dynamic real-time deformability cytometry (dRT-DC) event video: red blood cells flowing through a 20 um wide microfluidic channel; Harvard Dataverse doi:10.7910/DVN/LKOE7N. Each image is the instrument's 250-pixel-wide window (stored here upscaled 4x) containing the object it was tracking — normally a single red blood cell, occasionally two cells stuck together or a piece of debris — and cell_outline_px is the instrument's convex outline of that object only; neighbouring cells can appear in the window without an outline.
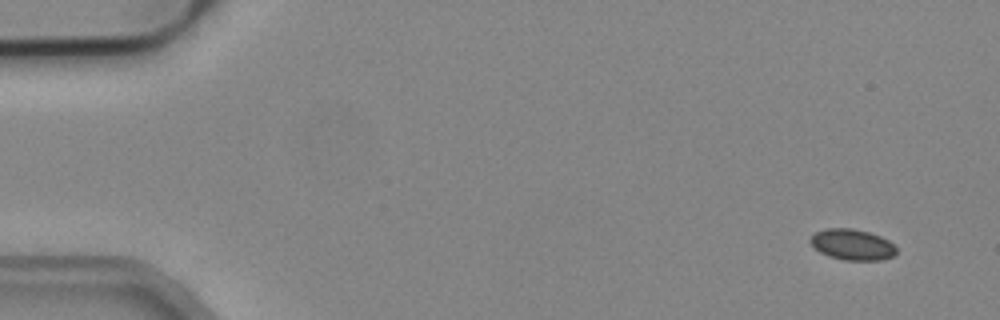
{"species": "common noctule bat (a hibernating species)", "species_latin": "Nyctalus noctula", "temperature_condition": "cold", "stored_images_in_passage": 7, "camera_frame_rate_fps": 3000, "um_per_image_px": 0.085, "animal": {"sex": "male", "body_mass_g": 19.2, "forearm_length_mm": 51.8}, "frame": {"image": 1, "passage_image": 1, "time_ms": 0.0, "image_size_px": [1000, 320], "cell_outline_px": [[896, 252], [892, 256], [880, 260], [844, 260], [828, 256], [820, 252], [808, 240], [816, 232], [824, 228], [852, 228], [868, 232], [880, 236], [888, 240], [896, 248]], "centroid_in_image_um": [72.42, 20.78], "position_along_channel_um": 12.6, "area_um2": 15.37}}
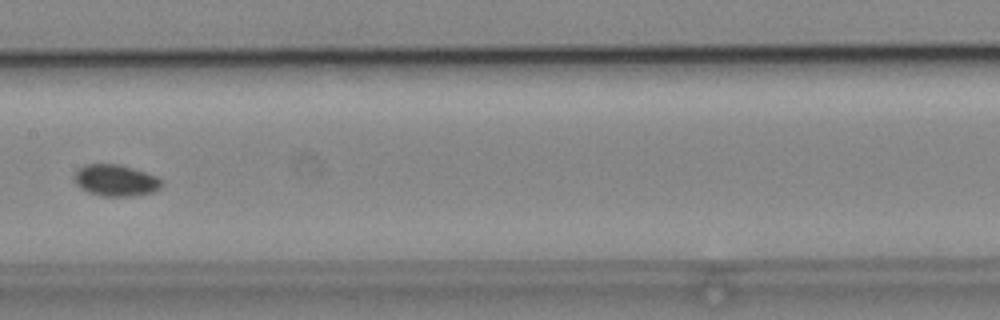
{"frame": {"image": 2, "passage_image": 7, "time_ms": 2.0, "image_size_px": [1000, 320], "cell_outline_px": [[160, 188], [152, 192], [128, 196], [104, 196], [88, 192], [80, 188], [76, 184], [72, 176], [84, 164], [120, 164], [156, 176], [160, 180]], "centroid_in_image_um": [9.77, 15.32], "position_along_channel_um": 197.6, "area_um2": 15.84}}